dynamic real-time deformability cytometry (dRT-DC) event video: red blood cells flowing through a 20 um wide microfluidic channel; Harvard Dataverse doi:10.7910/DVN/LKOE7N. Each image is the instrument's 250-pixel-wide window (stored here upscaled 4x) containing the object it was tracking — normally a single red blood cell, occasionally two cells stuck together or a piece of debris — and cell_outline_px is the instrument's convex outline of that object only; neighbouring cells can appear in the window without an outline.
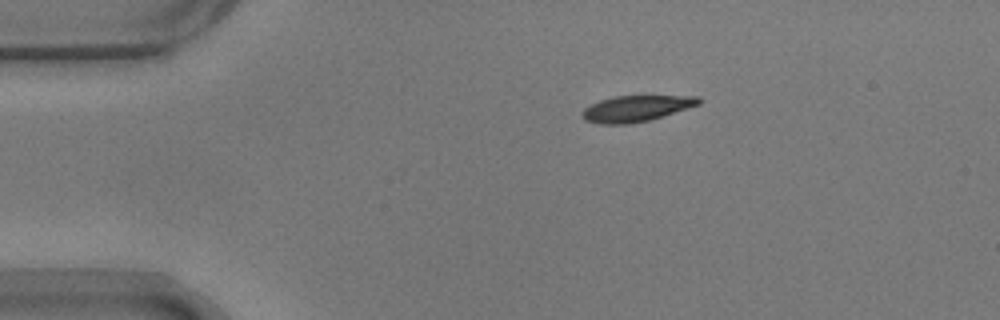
{"species": "common noctule bat (a hibernating species)", "species_latin": "Nyctalus noctula", "temperature_condition": "warm", "stored_images_in_passage": 45, "camera_frame_rate_fps": 3000, "um_per_image_px": 0.085, "animal": {"sex": "male", "body_mass_g": 17.9}, "frame": {"image": 1, "passage_image": 1, "time_ms": 0.0, "image_size_px": [1000, 320], "cell_outline_px": [[700, 104], [648, 120], [628, 124], [600, 124], [584, 120], [580, 116], [580, 112], [584, 108], [600, 100], [616, 96], [700, 96]], "centroid_in_image_um": [54.01, 9.22], "position_along_channel_um": 31.0, "area_um2": 17.51}}
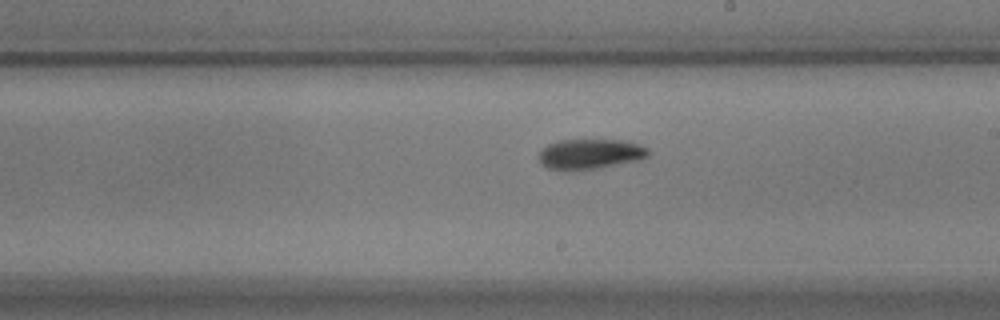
{"frame": {"image": 2, "passage_image": 22, "time_ms": 7.0, "image_size_px": [1000, 320], "cell_outline_px": [[652, 152], [648, 156], [640, 160], [600, 168], [572, 172], [568, 172], [548, 168], [540, 164], [540, 152], [548, 144], [560, 140], [628, 140], [640, 144], [648, 148]], "centroid_in_image_um": [50.21, 13.11], "position_along_channel_um": 238.8, "area_um2": 19.77}}
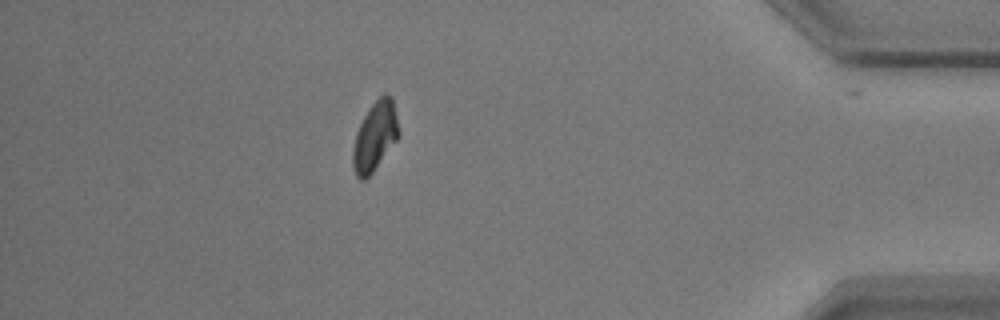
{"frame": {"image": 3, "passage_image": 39, "time_ms": 12.667, "image_size_px": [1000, 320], "cell_outline_px": [[400, 136], [372, 172], [364, 180], [360, 180], [356, 176], [352, 168], [352, 148], [356, 132], [368, 108], [384, 92], [392, 96], [400, 132]], "centroid_in_image_um": [31.86, 11.58], "position_along_channel_um": 403.3, "area_um2": 18.61}, "authors_computed_cell_mechanics": {"area_um2": 18.6116, "velocity_mm_per_s": 3.6757, "shape_relaxation_time_tau1_ms": 5.4073, "shape_relaxation_time_tau2_ms": 4.5521, "deformation_change_tau1": 0.176, "deformation_change_tau2": 0.088}}